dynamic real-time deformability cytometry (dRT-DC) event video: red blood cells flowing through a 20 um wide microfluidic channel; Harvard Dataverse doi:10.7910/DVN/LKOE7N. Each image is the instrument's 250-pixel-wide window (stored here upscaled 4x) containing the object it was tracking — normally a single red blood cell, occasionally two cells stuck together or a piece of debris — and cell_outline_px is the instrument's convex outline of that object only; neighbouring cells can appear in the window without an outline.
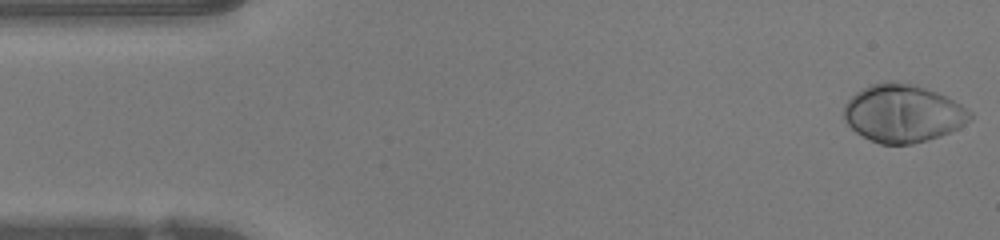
{"species": "human", "species_latin": "Homo sapiens", "temperature_condition": "warm", "stored_images_in_passage": 47, "camera_frame_rate_fps": 3000, "um_per_image_px": 0.085, "donor": {"sex": "female"}, "frame": {"image": 1, "passage_image": 1, "time_ms": 0.0, "image_size_px": [1000, 240], "cell_outline_px": [[972, 116], [960, 128], [940, 136], [928, 140], [912, 144], [880, 144], [856, 132], [844, 120], [844, 104], [856, 92], [872, 84], [888, 80], [912, 84], [936, 92], [968, 108], [972, 112]], "centroid_in_image_um": [76.74, 9.64], "position_along_channel_um": 8.3, "area_um2": 42.25}}
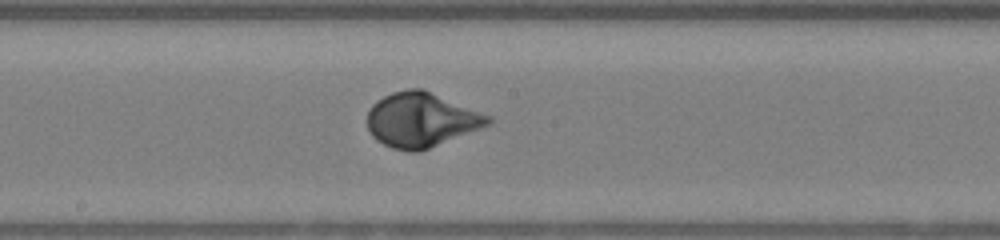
{"frame": {"image": 2, "passage_image": 24, "time_ms": 7.667, "image_size_px": [1000, 240], "cell_outline_px": [[492, 120], [488, 124], [480, 128], [420, 152], [408, 152], [392, 148], [376, 140], [372, 136], [364, 120], [368, 108], [376, 100], [392, 92], [408, 88], [420, 88], [492, 116]], "centroid_in_image_um": [35.73, 10.19], "position_along_channel_um": 212.5, "area_um2": 38.55}}
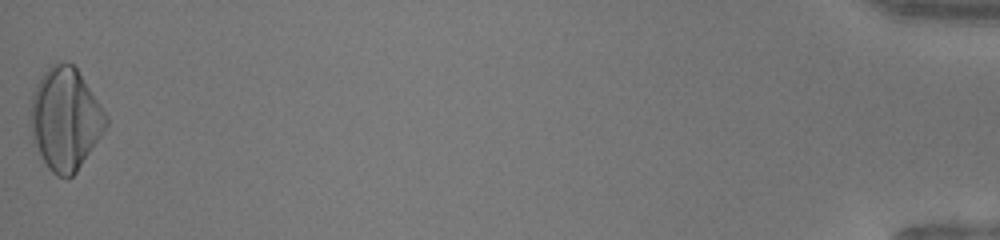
{"frame": {"image": 3, "passage_image": 47, "time_ms": 15.333, "image_size_px": [1000, 240], "cell_outline_px": [[108, 124], [76, 172], [72, 176], [56, 176], [48, 168], [32, 144], [28, 124], [28, 112], [32, 92], [36, 84], [44, 72], [52, 64], [72, 64], [76, 68], [108, 116]], "centroid_in_image_um": [5.48, 10.13], "position_along_channel_um": 429.7, "area_um2": 45.08}, "authors_computed_cell_mechanics": {"area_um2": 38.0324, "velocity_mm_per_s": 4.2434, "shape_relaxation_time_tau1_ms": 2.6601, "shape_relaxation_time_tau2_ms": null, "deformation_change_tau1": 0.2038, "deformation_change_tau2": null}}